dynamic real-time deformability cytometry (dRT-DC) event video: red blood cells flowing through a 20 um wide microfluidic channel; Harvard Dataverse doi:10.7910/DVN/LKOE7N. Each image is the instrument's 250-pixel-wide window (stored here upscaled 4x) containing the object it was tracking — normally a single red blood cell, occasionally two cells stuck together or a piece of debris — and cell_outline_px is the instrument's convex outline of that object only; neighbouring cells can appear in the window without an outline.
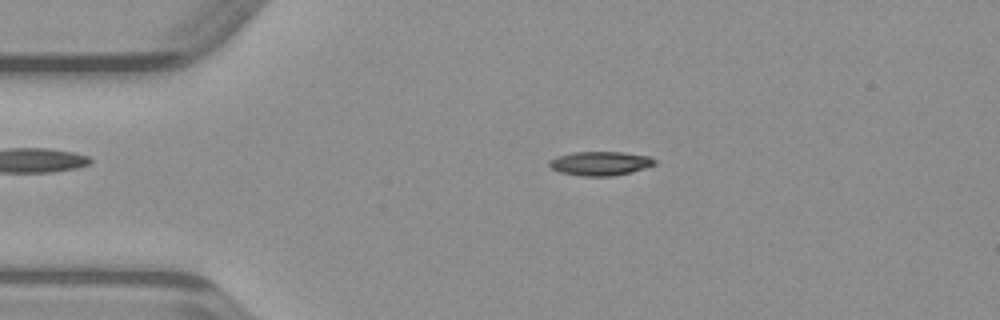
{"species": "common noctule bat (a hibernating species)", "species_latin": "Nyctalus noctula", "temperature_condition": "warm", "stored_images_in_passage": 47, "camera_frame_rate_fps": 3000, "um_per_image_px": 0.085, "animal": {"sex": "male", "body_mass_g": 23.1, "forearm_length_mm": 52.7}, "frame": {"image": 1, "passage_image": 9, "time_ms": 2.667, "image_size_px": [1000, 320], "cell_outline_px": [[656, 164], [632, 172], [612, 176], [580, 176], [560, 172], [552, 168], [548, 164], [548, 160], [572, 152], [624, 152], [648, 156], [656, 160]], "centroid_in_image_um": [51.02, 13.89], "position_along_channel_um": 34.0, "area_um2": 14.74}}
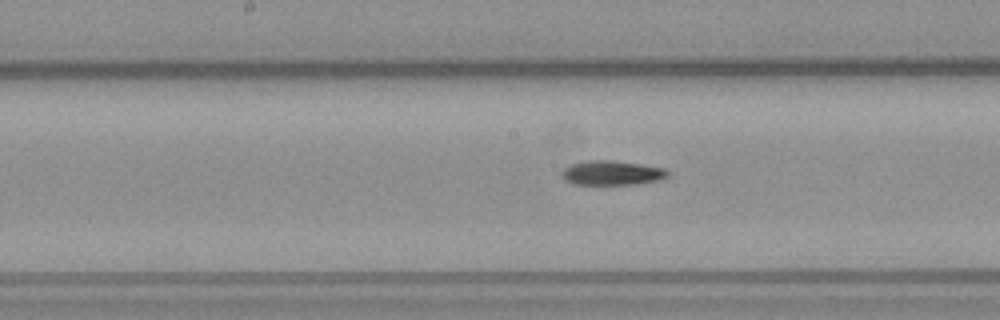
{"frame": {"image": 2, "passage_image": 23, "time_ms": 7.333, "image_size_px": [1000, 320], "cell_outline_px": [[668, 176], [660, 180], [636, 184], [572, 184], [564, 180], [560, 176], [560, 172], [564, 168], [572, 164], [588, 160], [612, 160], [640, 164], [664, 168], [668, 172]], "centroid_in_image_um": [51.97, 14.7], "position_along_channel_um": 196.2, "area_um2": 15.14}}
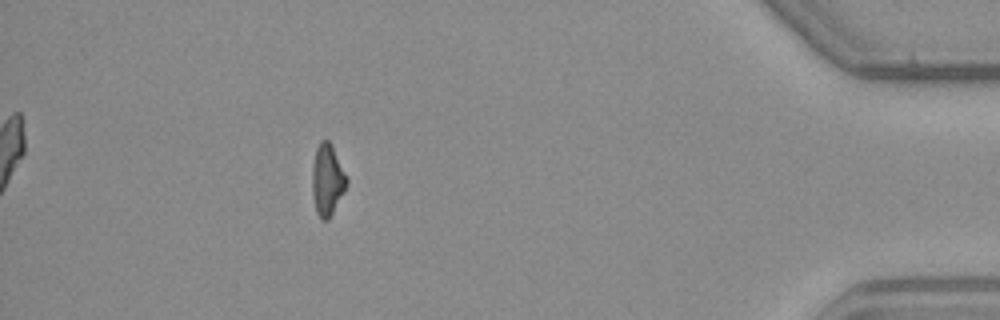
{"frame": {"image": 3, "passage_image": 42, "time_ms": 13.667, "image_size_px": [1000, 320], "cell_outline_px": [[348, 180], [344, 192], [328, 220], [320, 220], [316, 212], [312, 192], [312, 168], [316, 148], [320, 140], [328, 140]], "centroid_in_image_um": [27.79, 15.33], "position_along_channel_um": 407.4, "area_um2": 14.05}}